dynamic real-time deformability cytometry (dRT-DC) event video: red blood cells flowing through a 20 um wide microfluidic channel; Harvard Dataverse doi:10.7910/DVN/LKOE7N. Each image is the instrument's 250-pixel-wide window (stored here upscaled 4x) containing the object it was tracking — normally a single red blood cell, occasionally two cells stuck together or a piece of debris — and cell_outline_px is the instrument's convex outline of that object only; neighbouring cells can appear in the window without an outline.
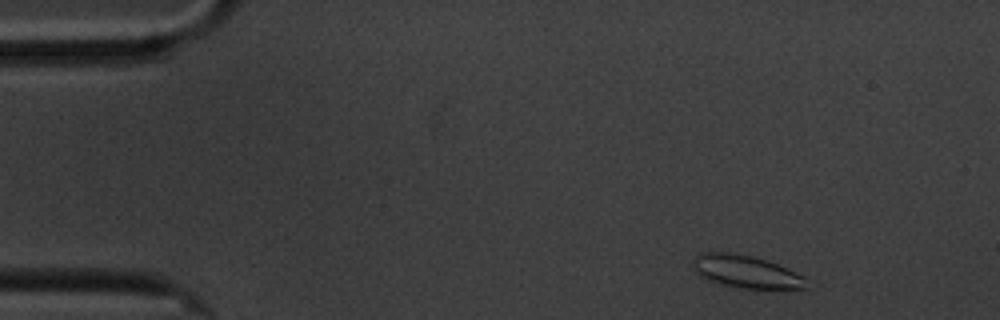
{"species": "common noctule bat (a hibernating species)", "species_latin": "Nyctalus noctula", "temperature_condition": "cold", "stored_images_in_passage": 4, "camera_frame_rate_fps": 3000, "um_per_image_px": 0.085, "animal": {"sex": "male", "body_mass_g": 20.1, "forearm_length_mm": 53.5}, "frame": {"image": 1, "passage_image": 1, "time_ms": 0.0, "image_size_px": [1000, 320], "cell_outline_px": [[808, 288], [728, 288], [708, 280], [692, 272], [692, 260], [696, 252], [728, 252], [752, 256], [776, 264], [796, 272], [804, 276]], "centroid_in_image_um": [63.28, 23.09], "position_along_channel_um": 21.7, "area_um2": 21.91}}
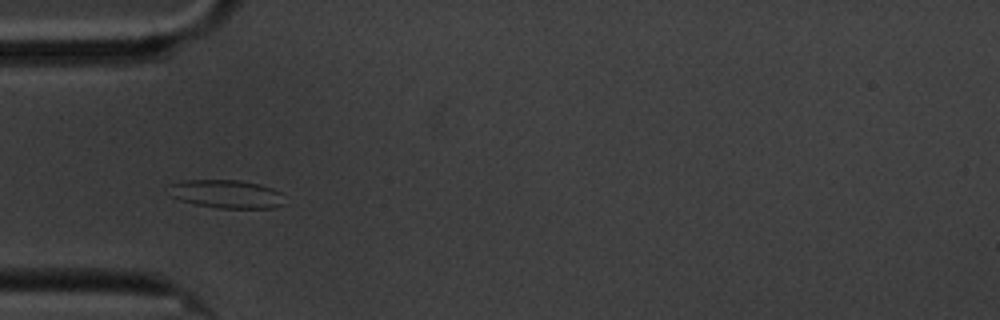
{"frame": {"image": 2, "passage_image": 4, "time_ms": 3.667, "image_size_px": [1000, 320], "cell_outline_px": [[280, 204], [272, 208], [220, 208], [196, 204], [180, 200], [172, 196], [168, 184], [184, 180], [240, 180], [260, 184], [272, 188], [280, 192]], "centroid_in_image_um": [19.19, 16.47], "position_along_channel_um": 65.8, "area_um2": 18.79}}